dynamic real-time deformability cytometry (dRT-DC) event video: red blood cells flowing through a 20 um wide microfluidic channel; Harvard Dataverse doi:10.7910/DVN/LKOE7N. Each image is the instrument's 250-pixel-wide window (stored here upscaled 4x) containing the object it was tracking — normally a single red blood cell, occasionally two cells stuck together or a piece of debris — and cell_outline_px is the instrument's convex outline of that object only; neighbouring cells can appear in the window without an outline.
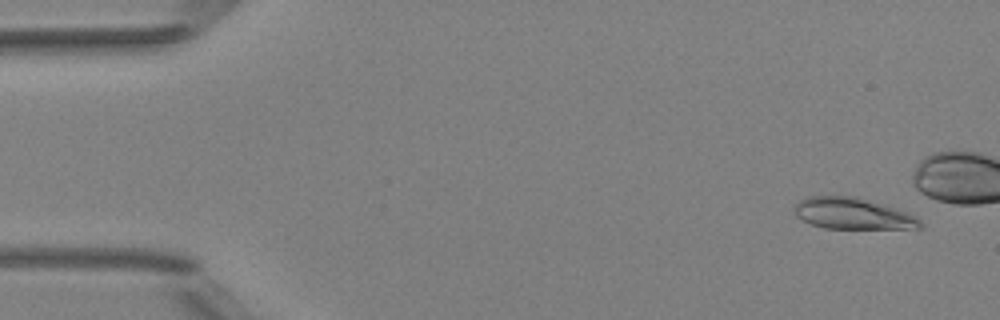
{"species": "Egyptian fruit bat (a non-hibernating species)", "species_latin": "Rousettus aegyptiacus", "temperature_condition": "room temperature", "stored_images_in_passage": 52, "camera_frame_rate_fps": 3000, "um_per_image_px": 0.085, "animal": {"sex": "female"}, "frame": {"image": 1, "passage_image": 3, "time_ms": 0.667, "image_size_px": [1000, 320], "cell_outline_px": [[924, 224], [920, 228], [824, 228], [812, 224], [796, 216], [792, 208], [800, 200], [808, 196], [856, 196], [896, 208], [908, 212], [916, 216]], "centroid_in_image_um": [72.49, 18.14], "position_along_channel_um": 12.5, "area_um2": 22.95}}
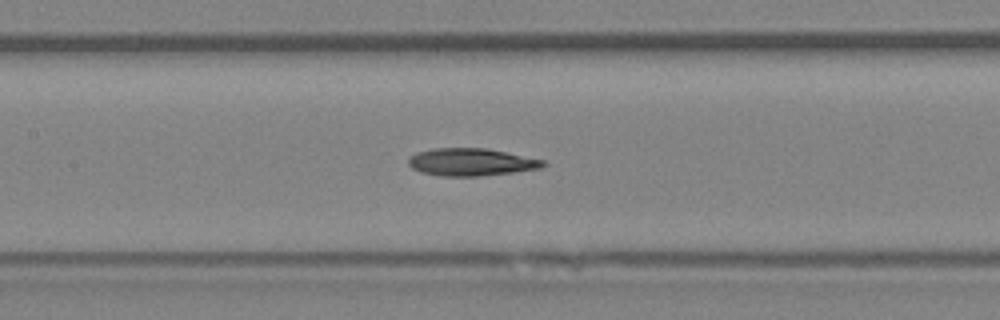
{"frame": {"image": 2, "passage_image": 24, "time_ms": 7.667, "image_size_px": [1000, 320], "cell_outline_px": [[548, 164], [540, 168], [512, 172], [480, 176], [440, 176], [420, 172], [412, 168], [408, 164], [408, 160], [416, 152], [432, 148], [488, 148], [544, 160]], "centroid_in_image_um": [40.03, 13.77], "position_along_channel_um": 167.4, "area_um2": 21.62}}
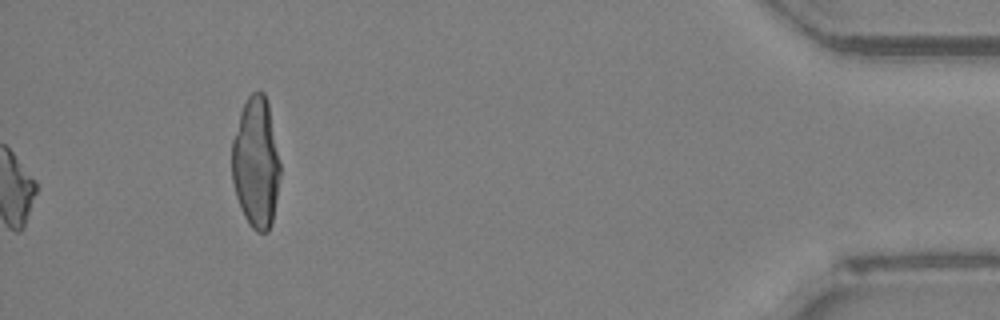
{"frame": {"image": 3, "passage_image": 52, "time_ms": 17.0, "image_size_px": [1000, 320], "cell_outline_px": [[280, 176], [272, 224], [268, 232], [256, 232], [252, 228], [244, 216], [240, 208], [236, 196], [232, 180], [232, 140], [240, 112], [248, 96], [252, 92], [264, 92], [268, 100], [280, 164]], "centroid_in_image_um": [21.75, 13.84], "position_along_channel_um": 413.4, "area_um2": 36.93}, "authors_computed_cell_mechanics": {"area_um2": 21.4438, "velocity_mm_per_s": 4.0208, "shape_relaxation_time_tau1_ms": 7.1558, "shape_relaxation_time_tau2_ms": 7.2295, "deformation_change_tau1": 0.1872, "deformation_change_tau2": 0.1804}}